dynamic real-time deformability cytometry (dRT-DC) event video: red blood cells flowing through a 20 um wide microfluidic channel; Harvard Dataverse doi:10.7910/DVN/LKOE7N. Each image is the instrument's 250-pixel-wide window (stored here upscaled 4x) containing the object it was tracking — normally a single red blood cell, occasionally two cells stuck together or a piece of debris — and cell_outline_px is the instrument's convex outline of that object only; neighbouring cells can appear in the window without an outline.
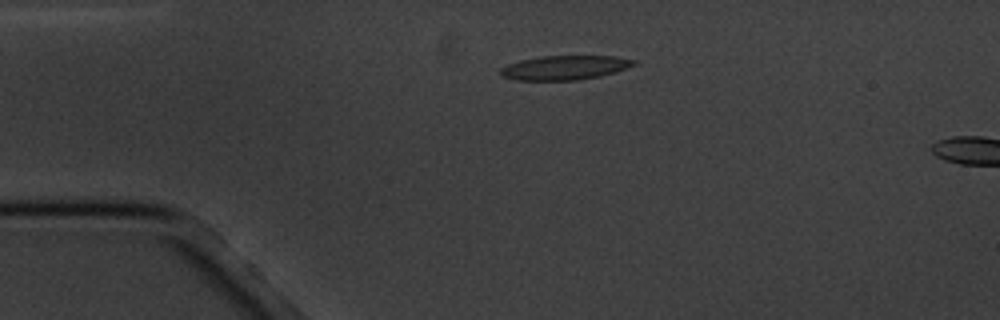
{"species": "common noctule bat (a hibernating species)", "species_latin": "Nyctalus noctula", "temperature_condition": "cold", "stored_images_in_passage": 4, "camera_frame_rate_fps": 3000, "um_per_image_px": 0.085, "animal": {"sex": "male", "body_mass_g": 20.1, "forearm_length_mm": 53.5}, "frame": {"image": 1, "passage_image": 3, "time_ms": 3.333, "image_size_px": [1000, 320], "cell_outline_px": [[636, 64], [600, 76], [580, 80], [516, 80], [500, 76], [496, 72], [500, 68], [508, 64], [520, 60], [540, 56], [616, 56], [636, 60]], "centroid_in_image_um": [47.92, 5.75], "position_along_channel_um": 37.1, "area_um2": 18.9}}